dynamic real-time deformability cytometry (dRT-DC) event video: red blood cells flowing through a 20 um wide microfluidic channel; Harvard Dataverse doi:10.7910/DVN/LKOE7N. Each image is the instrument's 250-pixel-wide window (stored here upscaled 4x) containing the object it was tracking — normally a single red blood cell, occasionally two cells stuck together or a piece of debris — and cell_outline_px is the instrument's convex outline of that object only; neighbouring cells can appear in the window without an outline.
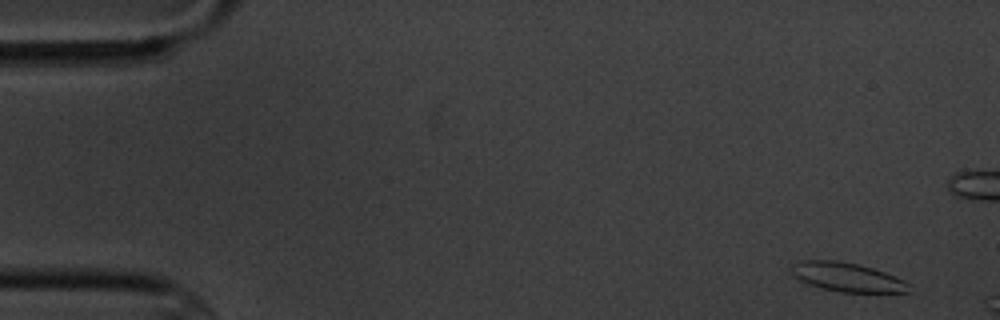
{"species": "common noctule bat (a hibernating species)", "species_latin": "Nyctalus noctula", "temperature_condition": "cold", "stored_images_in_passage": 3, "camera_frame_rate_fps": 3000, "um_per_image_px": 0.085, "animal": {"sex": "male", "body_mass_g": 20.1, "forearm_length_mm": 53.5}, "frame": {"image": 1, "passage_image": 1, "time_ms": 0.0, "image_size_px": [1000, 320], "cell_outline_px": [[912, 284], [908, 292], [840, 292], [808, 284], [796, 276], [792, 272], [792, 264], [804, 260], [836, 260], [856, 264], [872, 268], [884, 272], [904, 280]], "centroid_in_image_um": [72.05, 23.56], "position_along_channel_um": 12.9, "area_um2": 19.54}}